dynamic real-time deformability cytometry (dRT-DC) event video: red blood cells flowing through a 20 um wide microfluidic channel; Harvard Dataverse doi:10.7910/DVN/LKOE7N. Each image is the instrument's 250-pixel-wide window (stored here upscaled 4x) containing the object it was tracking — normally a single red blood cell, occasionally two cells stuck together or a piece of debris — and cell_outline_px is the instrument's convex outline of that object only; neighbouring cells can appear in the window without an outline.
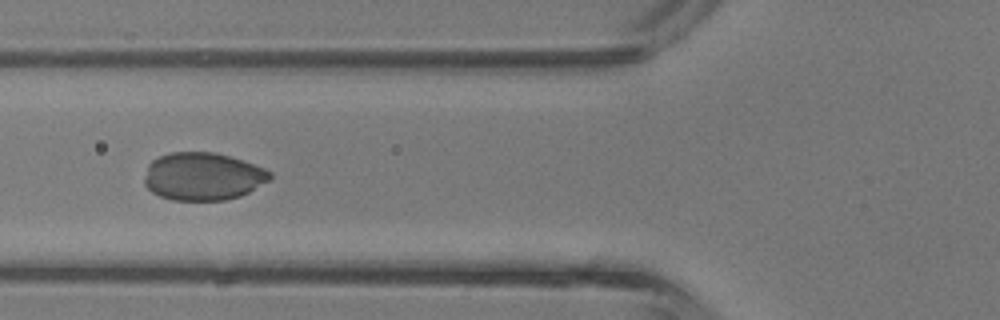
{"species": "common noctule bat (a hibernating species)", "species_latin": "Nyctalus noctula", "temperature_condition": "room temperature", "stored_images_in_passage": 40, "camera_frame_rate_fps": 3000, "um_per_image_px": 0.085, "animal": {"sex": "male", "body_mass_g": 13.3}, "frame": {"image": 1, "passage_image": 14, "time_ms": 4.333, "image_size_px": [1000, 320], "cell_outline_px": [[272, 176], [268, 180], [248, 192], [240, 196], [224, 200], [172, 200], [160, 196], [152, 192], [144, 184], [144, 180], [148, 164], [152, 160], [160, 156], [172, 152], [216, 152], [264, 168], [272, 172]], "centroid_in_image_um": [17.22, 14.99], "position_along_channel_um": 108.6, "area_um2": 34.74}}
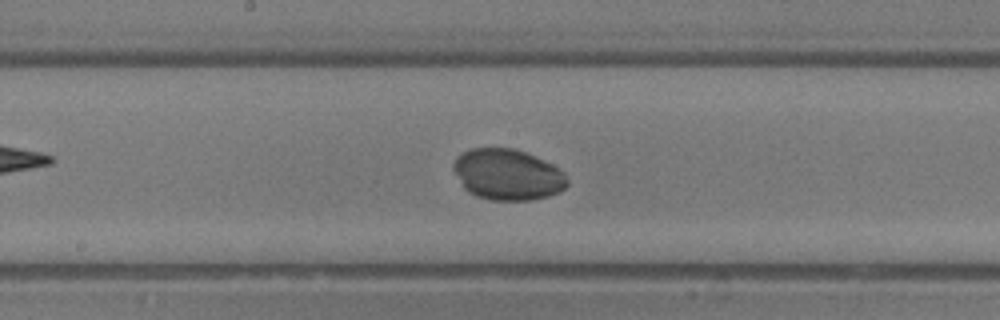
{"frame": {"image": 2, "passage_image": 20, "time_ms": 6.333, "image_size_px": [1000, 320], "cell_outline_px": [[568, 184], [560, 192], [548, 196], [532, 200], [492, 200], [476, 196], [468, 192], [464, 188], [452, 168], [452, 164], [456, 156], [472, 148], [516, 148], [564, 172], [568, 180]], "centroid_in_image_um": [43.11, 14.85], "position_along_channel_um": 205.1, "area_um2": 33.58}}
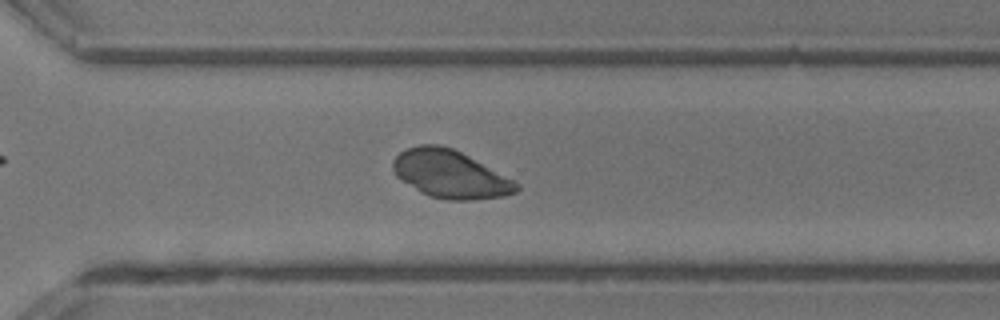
{"frame": {"image": 3, "passage_image": 28, "time_ms": 9.0, "image_size_px": [1000, 320], "cell_outline_px": [[520, 188], [516, 192], [504, 196], [472, 200], [448, 200], [432, 196], [420, 192], [396, 176], [392, 168], [392, 160], [404, 148], [420, 144], [440, 144], [452, 148], [516, 180], [520, 184]], "centroid_in_image_um": [38.28, 14.79], "position_along_channel_um": 332.3, "area_um2": 34.56}}